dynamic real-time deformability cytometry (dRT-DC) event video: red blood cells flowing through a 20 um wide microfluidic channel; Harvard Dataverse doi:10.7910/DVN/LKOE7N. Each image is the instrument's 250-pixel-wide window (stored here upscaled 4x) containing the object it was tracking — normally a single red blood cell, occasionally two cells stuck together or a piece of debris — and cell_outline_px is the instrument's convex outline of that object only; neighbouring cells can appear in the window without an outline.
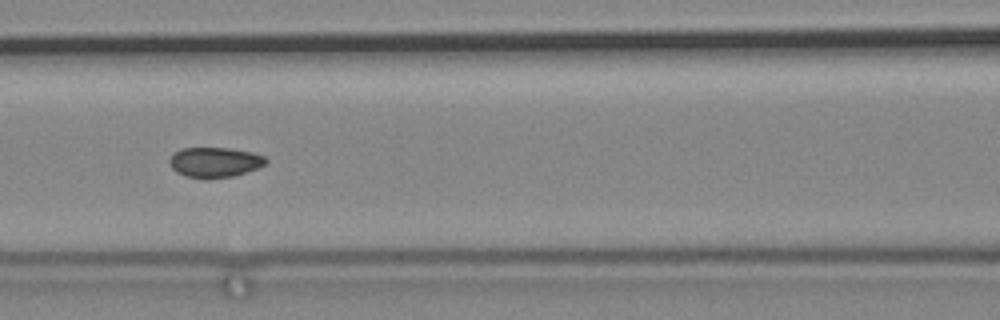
{"species": "common noctule bat (a hibernating species)", "species_latin": "Nyctalus noctula", "temperature_condition": "cold", "stored_images_in_passage": 95, "segment_of_instrument_passage": [2, 2], "camera_frame_rate_fps": 3000, "um_per_image_px": 0.085, "animal": {"sex": "male", "body_mass_g": 19.2, "forearm_length_mm": 51.8}, "frame": {"image": 1, "passage_image": 57, "time_ms": 18.667, "image_size_px": [1000, 320], "cell_outline_px": [[268, 160], [264, 164], [256, 168], [232, 176], [184, 176], [176, 172], [172, 168], [168, 160], [180, 148], [228, 148], [252, 152], [264, 156]], "centroid_in_image_um": [18.24, 13.75], "position_along_channel_um": 148.4, "area_um2": 16.24}}
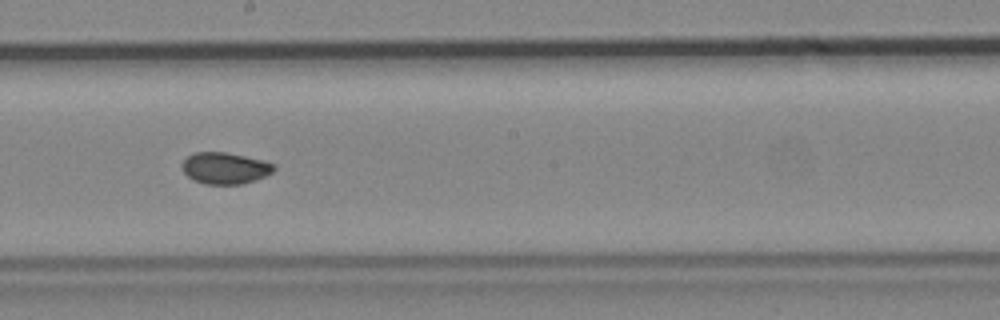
{"frame": {"image": 2, "passage_image": 65, "time_ms": 21.333, "image_size_px": [1000, 320], "cell_outline_px": [[276, 168], [272, 172], [256, 180], [240, 184], [204, 184], [192, 180], [180, 168], [180, 164], [188, 156], [196, 152], [224, 152], [264, 160], [276, 164]], "centroid_in_image_um": [19.11, 14.29], "position_along_channel_um": 229.1, "area_um2": 16.99}}
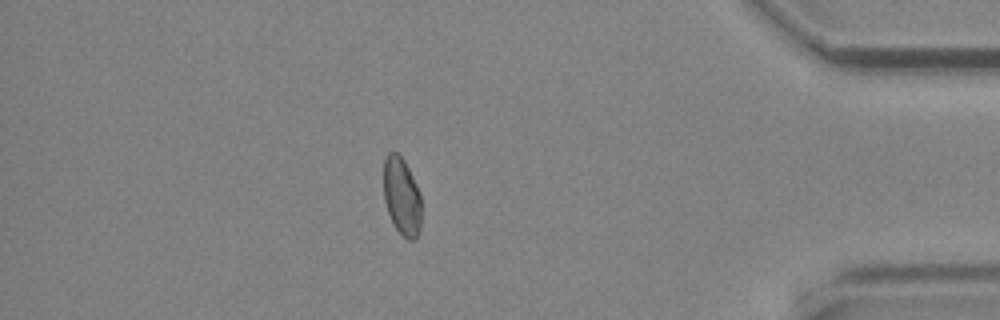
{"frame": {"image": 3, "passage_image": 86, "time_ms": 28.333, "image_size_px": [1000, 320], "cell_outline_px": [[420, 228], [416, 236], [412, 240], [408, 240], [396, 228], [388, 212], [384, 200], [384, 160], [388, 152], [396, 152], [404, 160], [416, 184], [420, 196]], "centroid_in_image_um": [34.13, 16.67], "position_along_channel_um": 401.1, "area_um2": 16.76}}